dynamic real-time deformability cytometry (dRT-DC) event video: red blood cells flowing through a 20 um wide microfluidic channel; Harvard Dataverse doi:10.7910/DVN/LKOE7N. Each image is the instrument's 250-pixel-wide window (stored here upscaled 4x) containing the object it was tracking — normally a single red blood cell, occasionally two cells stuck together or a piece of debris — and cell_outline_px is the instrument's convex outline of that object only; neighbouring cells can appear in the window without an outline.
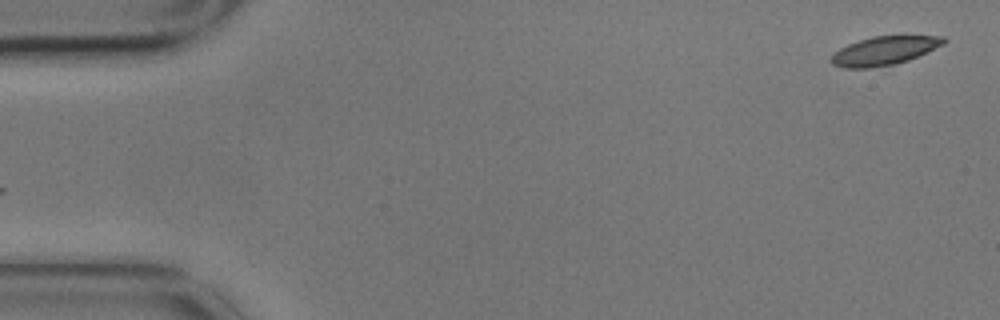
{"species": "common noctule bat (a hibernating species)", "species_latin": "Nyctalus noctula", "temperature_condition": "cold", "stored_images_in_passage": 2, "camera_frame_rate_fps": 3000, "um_per_image_px": 0.085, "animal": {"sex": "male", "body_mass_g": 17.9}, "frame": {"image": 1, "passage_image": 2, "time_ms": 0.333, "image_size_px": [1000, 320], "cell_outline_px": [[948, 40], [944, 44], [908, 60], [896, 64], [868, 68], [844, 68], [832, 64], [832, 56], [840, 48], [848, 44], [872, 36], [944, 36]], "centroid_in_image_um": [75.18, 4.31], "position_along_channel_um": 9.8, "area_um2": 18.55}}